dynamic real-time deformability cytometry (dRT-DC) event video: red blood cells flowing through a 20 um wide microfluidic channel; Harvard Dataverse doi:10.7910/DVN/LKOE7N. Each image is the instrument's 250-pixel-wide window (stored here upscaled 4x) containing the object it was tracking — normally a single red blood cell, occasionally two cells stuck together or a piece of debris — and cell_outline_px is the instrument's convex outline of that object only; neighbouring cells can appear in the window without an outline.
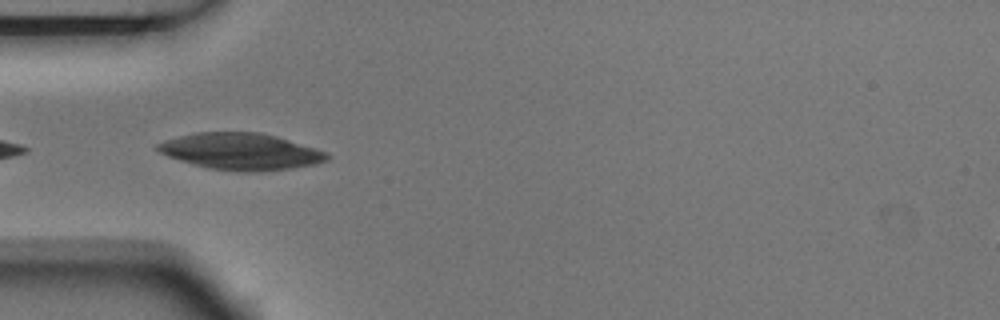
{"species": "Egyptian fruit bat (a non-hibernating species)", "species_latin": "Rousettus aegyptiacus", "temperature_condition": "room temperature", "stored_images_in_passage": 7, "camera_frame_rate_fps": 3000, "um_per_image_px": 0.085, "animal": {"sex": "male"}, "frame": {"image": 1, "passage_image": 5, "time_ms": 1.333, "image_size_px": [1000, 320], "cell_outline_px": [[332, 156], [328, 160], [316, 164], [292, 168], [260, 172], [236, 172], [208, 168], [180, 160], [168, 156], [160, 152], [156, 148], [156, 144], [164, 140], [196, 132], [256, 132], [276, 136], [328, 152]], "centroid_in_image_um": [20.5, 12.88], "position_along_channel_um": 64.5, "area_um2": 36.24}}
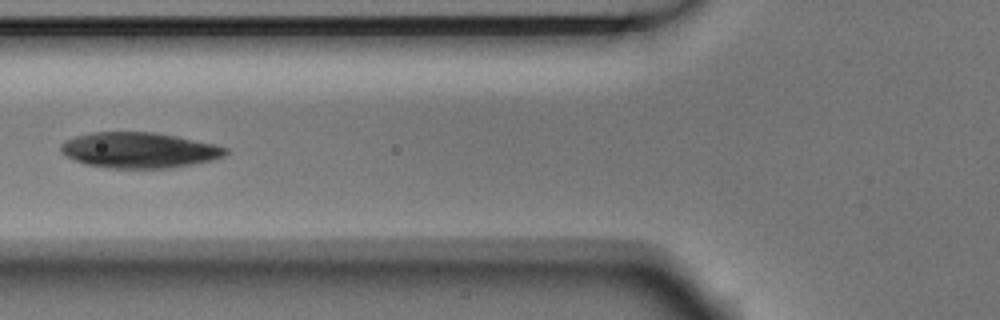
{"frame": {"image": 2, "passage_image": 6, "time_ms": 1.667, "image_size_px": [1000, 320], "cell_outline_px": [[228, 152], [224, 156], [216, 160], [168, 168], [108, 168], [84, 164], [60, 152], [60, 144], [64, 140], [76, 136], [92, 132], [156, 132], [216, 144], [228, 148]], "centroid_in_image_um": [11.84, 12.76], "position_along_channel_um": 114.0, "area_um2": 34.39}}
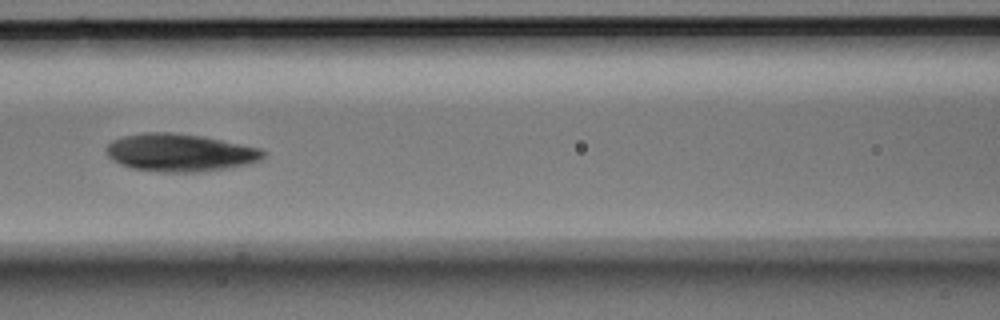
{"frame": {"image": 3, "passage_image": 7, "time_ms": 2.0, "image_size_px": [1000, 320], "cell_outline_px": [[268, 152], [260, 160], [248, 164], [228, 168], [196, 172], [160, 172], [132, 168], [120, 164], [112, 160], [108, 156], [108, 144], [112, 140], [124, 136], [144, 132], [172, 132], [204, 136], [264, 148]], "centroid_in_image_um": [15.36, 12.96], "position_along_channel_um": 151.2, "area_um2": 34.8}}